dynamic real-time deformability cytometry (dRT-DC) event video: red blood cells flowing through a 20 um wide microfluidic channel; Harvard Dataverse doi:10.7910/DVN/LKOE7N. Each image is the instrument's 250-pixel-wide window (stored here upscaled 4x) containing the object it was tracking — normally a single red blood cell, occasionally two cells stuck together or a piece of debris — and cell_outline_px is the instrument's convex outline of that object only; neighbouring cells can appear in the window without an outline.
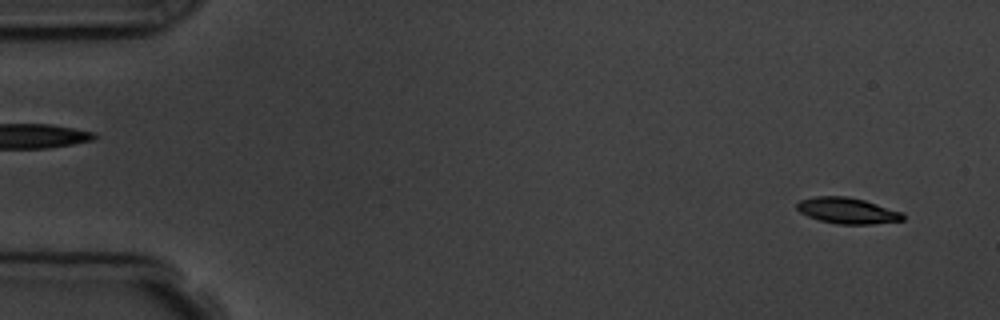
{"species": "common noctule bat (a hibernating species)", "species_latin": "Nyctalus noctula", "temperature_condition": "room temperature", "stored_images_in_passage": 5, "camera_frame_rate_fps": 3000, "um_per_image_px": 0.085, "animal": {"sex": "male", "body_mass_g": 19.5, "forearm_length_mm": 54.6}, "frame": {"image": 1, "passage_image": 1, "time_ms": 0.0, "image_size_px": [1000, 320], "cell_outline_px": [[904, 220], [872, 224], [836, 224], [820, 220], [808, 216], [800, 212], [796, 208], [796, 204], [800, 200], [816, 196], [848, 196], [864, 200], [900, 212], [904, 216]], "centroid_in_image_um": [71.98, 17.9], "position_along_channel_um": 13.0, "area_um2": 15.9}}
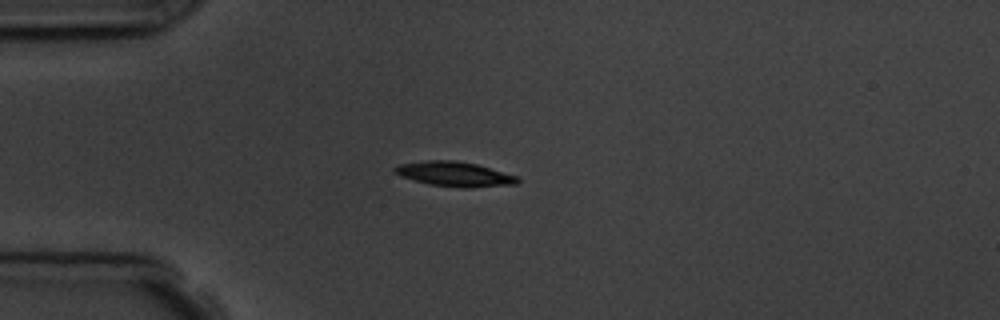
{"frame": {"image": 2, "passage_image": 4, "time_ms": 3.667, "image_size_px": [1000, 320], "cell_outline_px": [[520, 180], [516, 184], [468, 188], [460, 188], [428, 184], [400, 176], [392, 172], [392, 168], [400, 164], [428, 160], [456, 160], [476, 164], [516, 176]], "centroid_in_image_um": [38.59, 14.8], "position_along_channel_um": 46.4, "area_um2": 17.69}}